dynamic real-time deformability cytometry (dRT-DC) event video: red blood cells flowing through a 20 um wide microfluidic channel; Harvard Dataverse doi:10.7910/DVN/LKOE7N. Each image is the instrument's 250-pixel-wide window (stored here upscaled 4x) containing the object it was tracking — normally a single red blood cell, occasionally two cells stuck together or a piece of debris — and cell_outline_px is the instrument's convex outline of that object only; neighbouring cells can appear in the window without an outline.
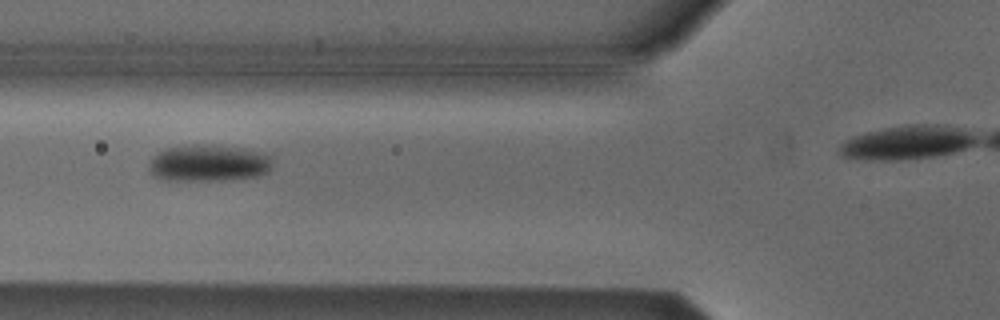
{"species": "Egyptian fruit bat (a non-hibernating species)", "species_latin": "Rousettus aegyptiacus", "temperature_condition": "cold", "stored_images_in_passage": 28, "camera_frame_rate_fps": 3000, "um_per_image_px": 0.085, "animal": {"sex": "male"}, "frame": {"image": 1, "passage_image": 4, "time_ms": 1.0, "image_size_px": [1000, 320], "cell_outline_px": [[272, 164], [268, 172], [256, 176], [220, 180], [168, 180], [152, 176], [148, 168], [156, 152], [164, 148], [196, 144], [204, 144], [244, 148], [264, 152], [272, 156]], "centroid_in_image_um": [17.73, 13.85], "position_along_channel_um": 108.1, "area_um2": 26.65}}
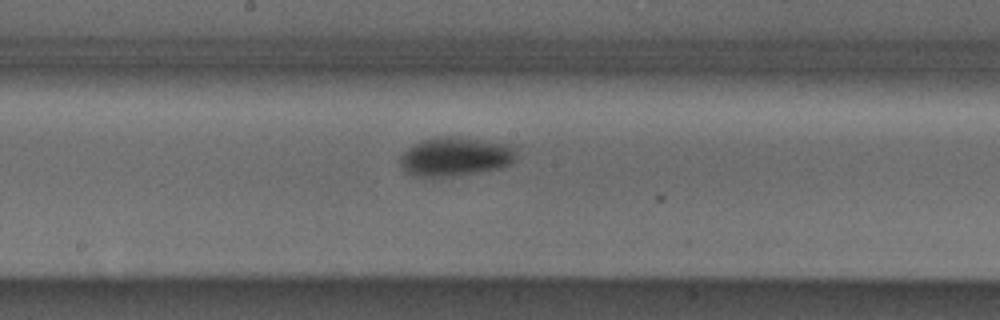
{"frame": {"image": 2, "passage_image": 12, "time_ms": 3.667, "image_size_px": [1000, 320], "cell_outline_px": [[516, 160], [512, 164], [504, 168], [456, 176], [412, 176], [400, 164], [400, 156], [408, 148], [424, 140], [440, 136], [460, 136], [516, 144]], "centroid_in_image_um": [38.83, 13.3], "position_along_channel_um": 209.4, "area_um2": 26.93}}
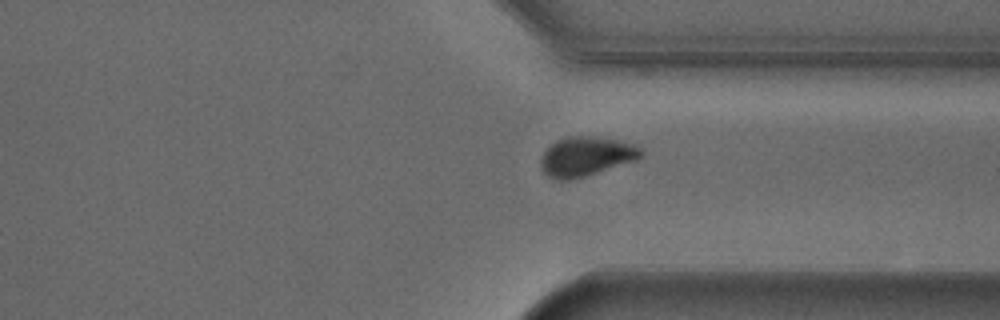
{"frame": {"image": 3, "passage_image": 24, "time_ms": 7.667, "image_size_px": [1000, 320], "cell_outline_px": [[640, 156], [636, 160], [584, 176], [568, 180], [556, 180], [548, 176], [544, 172], [540, 164], [540, 160], [544, 152], [556, 140], [568, 136], [600, 136], [636, 144], [640, 148]], "centroid_in_image_um": [49.79, 13.28], "position_along_channel_um": 361.6, "area_um2": 22.83}}